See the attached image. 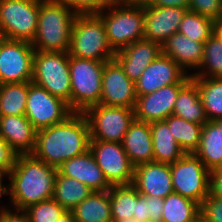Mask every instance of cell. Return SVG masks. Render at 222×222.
<instances>
[{
  "mask_svg": "<svg viewBox=\"0 0 222 222\" xmlns=\"http://www.w3.org/2000/svg\"><path fill=\"white\" fill-rule=\"evenodd\" d=\"M90 133L83 113L74 112L64 122L37 131L35 158L58 168L63 162L89 150Z\"/></svg>",
  "mask_w": 222,
  "mask_h": 222,
  "instance_id": "1",
  "label": "cell"
},
{
  "mask_svg": "<svg viewBox=\"0 0 222 222\" xmlns=\"http://www.w3.org/2000/svg\"><path fill=\"white\" fill-rule=\"evenodd\" d=\"M57 172V168L32 154H19L9 173L12 208L25 210L40 201L52 199Z\"/></svg>",
  "mask_w": 222,
  "mask_h": 222,
  "instance_id": "2",
  "label": "cell"
},
{
  "mask_svg": "<svg viewBox=\"0 0 222 222\" xmlns=\"http://www.w3.org/2000/svg\"><path fill=\"white\" fill-rule=\"evenodd\" d=\"M78 14L64 4L40 0L37 31L31 45L44 52H69L73 22Z\"/></svg>",
  "mask_w": 222,
  "mask_h": 222,
  "instance_id": "3",
  "label": "cell"
},
{
  "mask_svg": "<svg viewBox=\"0 0 222 222\" xmlns=\"http://www.w3.org/2000/svg\"><path fill=\"white\" fill-rule=\"evenodd\" d=\"M97 15L102 19L108 42L115 53L137 40L144 39L143 5L124 4L112 0Z\"/></svg>",
  "mask_w": 222,
  "mask_h": 222,
  "instance_id": "4",
  "label": "cell"
},
{
  "mask_svg": "<svg viewBox=\"0 0 222 222\" xmlns=\"http://www.w3.org/2000/svg\"><path fill=\"white\" fill-rule=\"evenodd\" d=\"M69 56L108 62L114 59L102 19L97 14H78L73 22Z\"/></svg>",
  "mask_w": 222,
  "mask_h": 222,
  "instance_id": "5",
  "label": "cell"
},
{
  "mask_svg": "<svg viewBox=\"0 0 222 222\" xmlns=\"http://www.w3.org/2000/svg\"><path fill=\"white\" fill-rule=\"evenodd\" d=\"M104 61L69 56L71 110L83 113L100 104Z\"/></svg>",
  "mask_w": 222,
  "mask_h": 222,
  "instance_id": "6",
  "label": "cell"
},
{
  "mask_svg": "<svg viewBox=\"0 0 222 222\" xmlns=\"http://www.w3.org/2000/svg\"><path fill=\"white\" fill-rule=\"evenodd\" d=\"M31 82L64 100L71 108L69 53L35 50Z\"/></svg>",
  "mask_w": 222,
  "mask_h": 222,
  "instance_id": "7",
  "label": "cell"
},
{
  "mask_svg": "<svg viewBox=\"0 0 222 222\" xmlns=\"http://www.w3.org/2000/svg\"><path fill=\"white\" fill-rule=\"evenodd\" d=\"M40 0H0V34L32 43L37 31Z\"/></svg>",
  "mask_w": 222,
  "mask_h": 222,
  "instance_id": "8",
  "label": "cell"
},
{
  "mask_svg": "<svg viewBox=\"0 0 222 222\" xmlns=\"http://www.w3.org/2000/svg\"><path fill=\"white\" fill-rule=\"evenodd\" d=\"M85 115L88 125L90 140L106 142H119L135 120L134 109L103 104L93 105L87 108Z\"/></svg>",
  "mask_w": 222,
  "mask_h": 222,
  "instance_id": "9",
  "label": "cell"
},
{
  "mask_svg": "<svg viewBox=\"0 0 222 222\" xmlns=\"http://www.w3.org/2000/svg\"><path fill=\"white\" fill-rule=\"evenodd\" d=\"M174 193L201 205L209 195V173L194 153H185L170 165Z\"/></svg>",
  "mask_w": 222,
  "mask_h": 222,
  "instance_id": "10",
  "label": "cell"
},
{
  "mask_svg": "<svg viewBox=\"0 0 222 222\" xmlns=\"http://www.w3.org/2000/svg\"><path fill=\"white\" fill-rule=\"evenodd\" d=\"M73 113L67 102L28 82L25 117L37 131L60 124Z\"/></svg>",
  "mask_w": 222,
  "mask_h": 222,
  "instance_id": "11",
  "label": "cell"
},
{
  "mask_svg": "<svg viewBox=\"0 0 222 222\" xmlns=\"http://www.w3.org/2000/svg\"><path fill=\"white\" fill-rule=\"evenodd\" d=\"M34 53L30 42L3 38L0 45V84L31 82Z\"/></svg>",
  "mask_w": 222,
  "mask_h": 222,
  "instance_id": "12",
  "label": "cell"
},
{
  "mask_svg": "<svg viewBox=\"0 0 222 222\" xmlns=\"http://www.w3.org/2000/svg\"><path fill=\"white\" fill-rule=\"evenodd\" d=\"M89 150L111 186L133 183L134 166L122 143L90 140Z\"/></svg>",
  "mask_w": 222,
  "mask_h": 222,
  "instance_id": "13",
  "label": "cell"
},
{
  "mask_svg": "<svg viewBox=\"0 0 222 222\" xmlns=\"http://www.w3.org/2000/svg\"><path fill=\"white\" fill-rule=\"evenodd\" d=\"M191 78L190 72H186L173 59L161 53L135 82L136 94L143 96L164 86L186 84Z\"/></svg>",
  "mask_w": 222,
  "mask_h": 222,
  "instance_id": "14",
  "label": "cell"
},
{
  "mask_svg": "<svg viewBox=\"0 0 222 222\" xmlns=\"http://www.w3.org/2000/svg\"><path fill=\"white\" fill-rule=\"evenodd\" d=\"M136 101L135 82L127 77L115 59L105 62L100 104L134 109Z\"/></svg>",
  "mask_w": 222,
  "mask_h": 222,
  "instance_id": "15",
  "label": "cell"
},
{
  "mask_svg": "<svg viewBox=\"0 0 222 222\" xmlns=\"http://www.w3.org/2000/svg\"><path fill=\"white\" fill-rule=\"evenodd\" d=\"M144 8V39L162 45L170 36L178 32L180 22L189 10L180 7H159L148 3Z\"/></svg>",
  "mask_w": 222,
  "mask_h": 222,
  "instance_id": "16",
  "label": "cell"
},
{
  "mask_svg": "<svg viewBox=\"0 0 222 222\" xmlns=\"http://www.w3.org/2000/svg\"><path fill=\"white\" fill-rule=\"evenodd\" d=\"M185 84L164 86L153 93L137 96L134 108L135 119L152 123L165 120L173 114L180 89Z\"/></svg>",
  "mask_w": 222,
  "mask_h": 222,
  "instance_id": "17",
  "label": "cell"
},
{
  "mask_svg": "<svg viewBox=\"0 0 222 222\" xmlns=\"http://www.w3.org/2000/svg\"><path fill=\"white\" fill-rule=\"evenodd\" d=\"M132 185L141 195L164 199L174 193L170 164L153 161L137 165Z\"/></svg>",
  "mask_w": 222,
  "mask_h": 222,
  "instance_id": "18",
  "label": "cell"
},
{
  "mask_svg": "<svg viewBox=\"0 0 222 222\" xmlns=\"http://www.w3.org/2000/svg\"><path fill=\"white\" fill-rule=\"evenodd\" d=\"M57 169L61 175L78 180L93 192L107 191L112 187L90 150L63 162Z\"/></svg>",
  "mask_w": 222,
  "mask_h": 222,
  "instance_id": "19",
  "label": "cell"
},
{
  "mask_svg": "<svg viewBox=\"0 0 222 222\" xmlns=\"http://www.w3.org/2000/svg\"><path fill=\"white\" fill-rule=\"evenodd\" d=\"M161 53L160 44L141 39L116 52L114 59L123 68L127 77L136 82L149 64Z\"/></svg>",
  "mask_w": 222,
  "mask_h": 222,
  "instance_id": "20",
  "label": "cell"
},
{
  "mask_svg": "<svg viewBox=\"0 0 222 222\" xmlns=\"http://www.w3.org/2000/svg\"><path fill=\"white\" fill-rule=\"evenodd\" d=\"M37 130L25 115L0 116V136L19 154H31L36 143Z\"/></svg>",
  "mask_w": 222,
  "mask_h": 222,
  "instance_id": "21",
  "label": "cell"
},
{
  "mask_svg": "<svg viewBox=\"0 0 222 222\" xmlns=\"http://www.w3.org/2000/svg\"><path fill=\"white\" fill-rule=\"evenodd\" d=\"M161 49L162 54L173 59L186 72L193 69L191 75L203 62L204 42H195L178 32L170 36Z\"/></svg>",
  "mask_w": 222,
  "mask_h": 222,
  "instance_id": "22",
  "label": "cell"
},
{
  "mask_svg": "<svg viewBox=\"0 0 222 222\" xmlns=\"http://www.w3.org/2000/svg\"><path fill=\"white\" fill-rule=\"evenodd\" d=\"M122 146L134 167L153 162L154 153L150 123L135 119L122 140Z\"/></svg>",
  "mask_w": 222,
  "mask_h": 222,
  "instance_id": "23",
  "label": "cell"
},
{
  "mask_svg": "<svg viewBox=\"0 0 222 222\" xmlns=\"http://www.w3.org/2000/svg\"><path fill=\"white\" fill-rule=\"evenodd\" d=\"M194 154L209 171L222 166V119L207 121L203 125L200 143Z\"/></svg>",
  "mask_w": 222,
  "mask_h": 222,
  "instance_id": "24",
  "label": "cell"
},
{
  "mask_svg": "<svg viewBox=\"0 0 222 222\" xmlns=\"http://www.w3.org/2000/svg\"><path fill=\"white\" fill-rule=\"evenodd\" d=\"M150 130L155 162L171 165L185 154L165 120L150 123Z\"/></svg>",
  "mask_w": 222,
  "mask_h": 222,
  "instance_id": "25",
  "label": "cell"
},
{
  "mask_svg": "<svg viewBox=\"0 0 222 222\" xmlns=\"http://www.w3.org/2000/svg\"><path fill=\"white\" fill-rule=\"evenodd\" d=\"M173 114L196 124L208 121L197 83L192 78L180 89Z\"/></svg>",
  "mask_w": 222,
  "mask_h": 222,
  "instance_id": "26",
  "label": "cell"
},
{
  "mask_svg": "<svg viewBox=\"0 0 222 222\" xmlns=\"http://www.w3.org/2000/svg\"><path fill=\"white\" fill-rule=\"evenodd\" d=\"M71 211L77 222H113L108 190L92 192Z\"/></svg>",
  "mask_w": 222,
  "mask_h": 222,
  "instance_id": "27",
  "label": "cell"
},
{
  "mask_svg": "<svg viewBox=\"0 0 222 222\" xmlns=\"http://www.w3.org/2000/svg\"><path fill=\"white\" fill-rule=\"evenodd\" d=\"M161 222H199L200 205L177 193L163 199Z\"/></svg>",
  "mask_w": 222,
  "mask_h": 222,
  "instance_id": "28",
  "label": "cell"
},
{
  "mask_svg": "<svg viewBox=\"0 0 222 222\" xmlns=\"http://www.w3.org/2000/svg\"><path fill=\"white\" fill-rule=\"evenodd\" d=\"M93 191L74 178L61 175L57 172L53 199L66 211L73 210L80 202L85 200Z\"/></svg>",
  "mask_w": 222,
  "mask_h": 222,
  "instance_id": "29",
  "label": "cell"
},
{
  "mask_svg": "<svg viewBox=\"0 0 222 222\" xmlns=\"http://www.w3.org/2000/svg\"><path fill=\"white\" fill-rule=\"evenodd\" d=\"M197 83L208 121L222 119V78L192 77Z\"/></svg>",
  "mask_w": 222,
  "mask_h": 222,
  "instance_id": "30",
  "label": "cell"
},
{
  "mask_svg": "<svg viewBox=\"0 0 222 222\" xmlns=\"http://www.w3.org/2000/svg\"><path fill=\"white\" fill-rule=\"evenodd\" d=\"M172 135L185 153H194L200 143L202 124L182 119L174 114L165 119Z\"/></svg>",
  "mask_w": 222,
  "mask_h": 222,
  "instance_id": "31",
  "label": "cell"
},
{
  "mask_svg": "<svg viewBox=\"0 0 222 222\" xmlns=\"http://www.w3.org/2000/svg\"><path fill=\"white\" fill-rule=\"evenodd\" d=\"M203 62L192 77L222 78V38L215 31L205 42Z\"/></svg>",
  "mask_w": 222,
  "mask_h": 222,
  "instance_id": "32",
  "label": "cell"
},
{
  "mask_svg": "<svg viewBox=\"0 0 222 222\" xmlns=\"http://www.w3.org/2000/svg\"><path fill=\"white\" fill-rule=\"evenodd\" d=\"M28 82L0 84V116L25 115Z\"/></svg>",
  "mask_w": 222,
  "mask_h": 222,
  "instance_id": "33",
  "label": "cell"
},
{
  "mask_svg": "<svg viewBox=\"0 0 222 222\" xmlns=\"http://www.w3.org/2000/svg\"><path fill=\"white\" fill-rule=\"evenodd\" d=\"M113 220L133 217L137 203V189L132 185L112 186L109 190Z\"/></svg>",
  "mask_w": 222,
  "mask_h": 222,
  "instance_id": "34",
  "label": "cell"
},
{
  "mask_svg": "<svg viewBox=\"0 0 222 222\" xmlns=\"http://www.w3.org/2000/svg\"><path fill=\"white\" fill-rule=\"evenodd\" d=\"M215 26L212 19L188 10L180 22L178 33L195 42H205L215 32Z\"/></svg>",
  "mask_w": 222,
  "mask_h": 222,
  "instance_id": "35",
  "label": "cell"
},
{
  "mask_svg": "<svg viewBox=\"0 0 222 222\" xmlns=\"http://www.w3.org/2000/svg\"><path fill=\"white\" fill-rule=\"evenodd\" d=\"M25 211L29 222H56L66 210L52 198L31 205Z\"/></svg>",
  "mask_w": 222,
  "mask_h": 222,
  "instance_id": "36",
  "label": "cell"
},
{
  "mask_svg": "<svg viewBox=\"0 0 222 222\" xmlns=\"http://www.w3.org/2000/svg\"><path fill=\"white\" fill-rule=\"evenodd\" d=\"M188 9L216 23L222 19V0H190Z\"/></svg>",
  "mask_w": 222,
  "mask_h": 222,
  "instance_id": "37",
  "label": "cell"
},
{
  "mask_svg": "<svg viewBox=\"0 0 222 222\" xmlns=\"http://www.w3.org/2000/svg\"><path fill=\"white\" fill-rule=\"evenodd\" d=\"M64 4L77 14H97L104 10L112 0H53Z\"/></svg>",
  "mask_w": 222,
  "mask_h": 222,
  "instance_id": "38",
  "label": "cell"
},
{
  "mask_svg": "<svg viewBox=\"0 0 222 222\" xmlns=\"http://www.w3.org/2000/svg\"><path fill=\"white\" fill-rule=\"evenodd\" d=\"M201 222H222V199L209 194L200 205Z\"/></svg>",
  "mask_w": 222,
  "mask_h": 222,
  "instance_id": "39",
  "label": "cell"
},
{
  "mask_svg": "<svg viewBox=\"0 0 222 222\" xmlns=\"http://www.w3.org/2000/svg\"><path fill=\"white\" fill-rule=\"evenodd\" d=\"M18 153H16L0 136V172L10 173L16 163Z\"/></svg>",
  "mask_w": 222,
  "mask_h": 222,
  "instance_id": "40",
  "label": "cell"
},
{
  "mask_svg": "<svg viewBox=\"0 0 222 222\" xmlns=\"http://www.w3.org/2000/svg\"><path fill=\"white\" fill-rule=\"evenodd\" d=\"M209 194L222 199V166L209 173Z\"/></svg>",
  "mask_w": 222,
  "mask_h": 222,
  "instance_id": "41",
  "label": "cell"
},
{
  "mask_svg": "<svg viewBox=\"0 0 222 222\" xmlns=\"http://www.w3.org/2000/svg\"><path fill=\"white\" fill-rule=\"evenodd\" d=\"M163 205V199L147 196V209L151 220L161 222Z\"/></svg>",
  "mask_w": 222,
  "mask_h": 222,
  "instance_id": "42",
  "label": "cell"
},
{
  "mask_svg": "<svg viewBox=\"0 0 222 222\" xmlns=\"http://www.w3.org/2000/svg\"><path fill=\"white\" fill-rule=\"evenodd\" d=\"M133 218L138 222H148L151 220L147 209V196L141 195L138 191L136 209L135 213H133Z\"/></svg>",
  "mask_w": 222,
  "mask_h": 222,
  "instance_id": "43",
  "label": "cell"
},
{
  "mask_svg": "<svg viewBox=\"0 0 222 222\" xmlns=\"http://www.w3.org/2000/svg\"><path fill=\"white\" fill-rule=\"evenodd\" d=\"M3 222H29V217L25 210L5 208V218Z\"/></svg>",
  "mask_w": 222,
  "mask_h": 222,
  "instance_id": "44",
  "label": "cell"
},
{
  "mask_svg": "<svg viewBox=\"0 0 222 222\" xmlns=\"http://www.w3.org/2000/svg\"><path fill=\"white\" fill-rule=\"evenodd\" d=\"M148 4L159 7L188 8L190 0H150Z\"/></svg>",
  "mask_w": 222,
  "mask_h": 222,
  "instance_id": "45",
  "label": "cell"
},
{
  "mask_svg": "<svg viewBox=\"0 0 222 222\" xmlns=\"http://www.w3.org/2000/svg\"><path fill=\"white\" fill-rule=\"evenodd\" d=\"M5 178H10V175L9 173H3V172H0V199L3 195H7L9 194L10 195V183H8V185H3V179Z\"/></svg>",
  "mask_w": 222,
  "mask_h": 222,
  "instance_id": "46",
  "label": "cell"
},
{
  "mask_svg": "<svg viewBox=\"0 0 222 222\" xmlns=\"http://www.w3.org/2000/svg\"><path fill=\"white\" fill-rule=\"evenodd\" d=\"M56 222H77L72 211H65Z\"/></svg>",
  "mask_w": 222,
  "mask_h": 222,
  "instance_id": "47",
  "label": "cell"
},
{
  "mask_svg": "<svg viewBox=\"0 0 222 222\" xmlns=\"http://www.w3.org/2000/svg\"><path fill=\"white\" fill-rule=\"evenodd\" d=\"M115 1L124 4H136V5H143L150 2V0H115Z\"/></svg>",
  "mask_w": 222,
  "mask_h": 222,
  "instance_id": "48",
  "label": "cell"
},
{
  "mask_svg": "<svg viewBox=\"0 0 222 222\" xmlns=\"http://www.w3.org/2000/svg\"><path fill=\"white\" fill-rule=\"evenodd\" d=\"M215 31L221 36L222 38V19L216 23Z\"/></svg>",
  "mask_w": 222,
  "mask_h": 222,
  "instance_id": "49",
  "label": "cell"
},
{
  "mask_svg": "<svg viewBox=\"0 0 222 222\" xmlns=\"http://www.w3.org/2000/svg\"><path fill=\"white\" fill-rule=\"evenodd\" d=\"M113 222H138L136 219H134L133 217L131 218H125V219H121V220H113Z\"/></svg>",
  "mask_w": 222,
  "mask_h": 222,
  "instance_id": "50",
  "label": "cell"
},
{
  "mask_svg": "<svg viewBox=\"0 0 222 222\" xmlns=\"http://www.w3.org/2000/svg\"><path fill=\"white\" fill-rule=\"evenodd\" d=\"M3 206V208L1 207L0 208V222H3L4 218H5V206L4 205H1Z\"/></svg>",
  "mask_w": 222,
  "mask_h": 222,
  "instance_id": "51",
  "label": "cell"
},
{
  "mask_svg": "<svg viewBox=\"0 0 222 222\" xmlns=\"http://www.w3.org/2000/svg\"><path fill=\"white\" fill-rule=\"evenodd\" d=\"M4 37L0 34V45H1V41Z\"/></svg>",
  "mask_w": 222,
  "mask_h": 222,
  "instance_id": "52",
  "label": "cell"
}]
</instances>
